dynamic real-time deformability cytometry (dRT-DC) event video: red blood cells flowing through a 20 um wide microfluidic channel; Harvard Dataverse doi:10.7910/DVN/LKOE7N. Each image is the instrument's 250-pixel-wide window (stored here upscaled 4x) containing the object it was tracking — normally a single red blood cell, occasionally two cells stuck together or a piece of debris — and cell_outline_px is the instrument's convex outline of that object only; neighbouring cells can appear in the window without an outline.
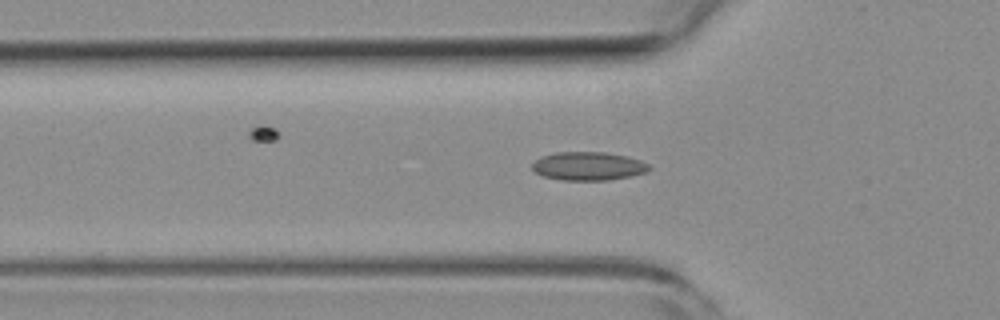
{"species": "common noctule bat (a hibernating species)", "species_latin": "Nyctalus noctula", "temperature_condition": "room temperature", "stored_images_in_passage": 52, "segment_of_instrument_passage": [1, 2], "camera_frame_rate_fps": 3000, "um_per_image_px": 0.085, "animal": {"sex": "female", "body_mass_g": 19.3, "forearm_length_mm": 54.1}, "frame": {"image": 1, "passage_image": 15, "time_ms": 4.667, "image_size_px": [1000, 320], "cell_outline_px": [[652, 168], [648, 172], [632, 176], [608, 180], [560, 180], [544, 176], [536, 172], [532, 168], [532, 164], [540, 156], [556, 152], [604, 152], [628, 156], [640, 160], [648, 164]], "centroid_in_image_um": [50.03, 14.12], "position_along_channel_um": 75.8, "area_um2": 19.54}}
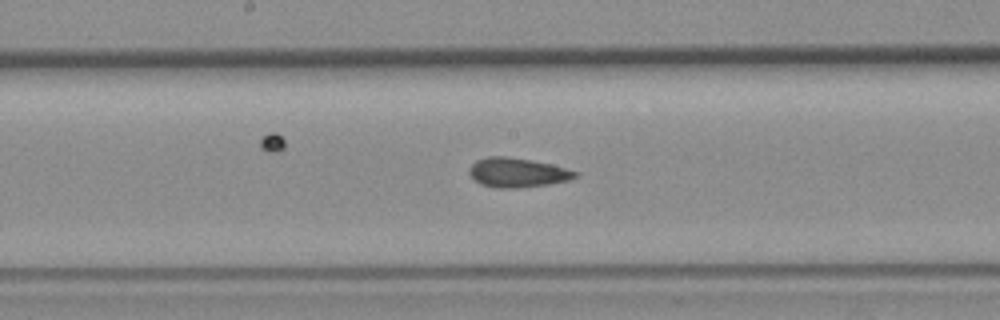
{"frame": {"image": 2, "passage_image": 25, "time_ms": 8.0, "image_size_px": [1000, 320], "cell_outline_px": [[580, 176], [572, 180], [548, 184], [516, 188], [496, 188], [480, 184], [468, 172], [468, 168], [476, 160], [488, 156], [504, 156], [552, 164], [580, 172]], "centroid_in_image_um": [44.02, 14.67], "position_along_channel_um": 204.2, "area_um2": 18.26}}
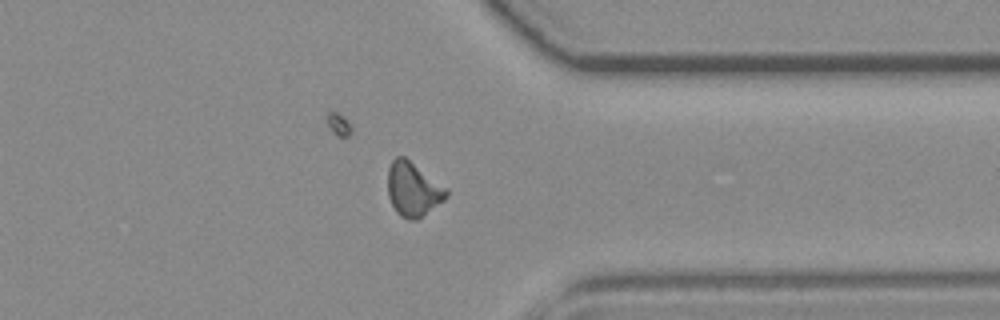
{"frame": {"image": 3, "passage_image": 39, "time_ms": 12.667, "image_size_px": [1000, 320], "cell_outline_px": [[448, 196], [444, 200], [416, 220], [408, 220], [400, 216], [396, 212], [388, 196], [388, 168], [392, 160], [396, 156], [404, 156], [448, 188]], "centroid_in_image_um": [35.11, 16.08], "position_along_channel_um": 376.3, "area_um2": 18.5}}